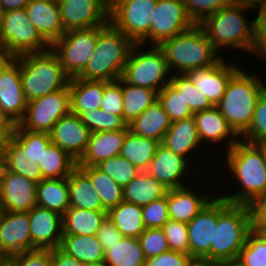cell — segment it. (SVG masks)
<instances>
[{"mask_svg": "<svg viewBox=\"0 0 266 266\" xmlns=\"http://www.w3.org/2000/svg\"><path fill=\"white\" fill-rule=\"evenodd\" d=\"M226 170L237 180L238 191L219 195L230 204L249 205L266 193V164L256 144L239 141L226 152ZM228 167V168H227Z\"/></svg>", "mask_w": 266, "mask_h": 266, "instance_id": "cell-1", "label": "cell"}, {"mask_svg": "<svg viewBox=\"0 0 266 266\" xmlns=\"http://www.w3.org/2000/svg\"><path fill=\"white\" fill-rule=\"evenodd\" d=\"M251 230L249 205L230 204L217 196V225H214V244L210 245V261L232 265Z\"/></svg>", "mask_w": 266, "mask_h": 266, "instance_id": "cell-2", "label": "cell"}, {"mask_svg": "<svg viewBox=\"0 0 266 266\" xmlns=\"http://www.w3.org/2000/svg\"><path fill=\"white\" fill-rule=\"evenodd\" d=\"M135 43L110 22L98 26V40L92 57L77 76L85 80L115 81L122 78L124 66Z\"/></svg>", "mask_w": 266, "mask_h": 266, "instance_id": "cell-3", "label": "cell"}, {"mask_svg": "<svg viewBox=\"0 0 266 266\" xmlns=\"http://www.w3.org/2000/svg\"><path fill=\"white\" fill-rule=\"evenodd\" d=\"M159 47L172 75H185L189 71L215 65L221 59L200 25L164 40Z\"/></svg>", "mask_w": 266, "mask_h": 266, "instance_id": "cell-4", "label": "cell"}, {"mask_svg": "<svg viewBox=\"0 0 266 266\" xmlns=\"http://www.w3.org/2000/svg\"><path fill=\"white\" fill-rule=\"evenodd\" d=\"M242 67L231 77L226 91L216 105L234 132L241 137L249 128L255 106L266 90L257 74L248 73Z\"/></svg>", "mask_w": 266, "mask_h": 266, "instance_id": "cell-5", "label": "cell"}, {"mask_svg": "<svg viewBox=\"0 0 266 266\" xmlns=\"http://www.w3.org/2000/svg\"><path fill=\"white\" fill-rule=\"evenodd\" d=\"M15 58L20 63L22 88L27 101L64 89L69 84L70 77L51 48Z\"/></svg>", "mask_w": 266, "mask_h": 266, "instance_id": "cell-6", "label": "cell"}, {"mask_svg": "<svg viewBox=\"0 0 266 266\" xmlns=\"http://www.w3.org/2000/svg\"><path fill=\"white\" fill-rule=\"evenodd\" d=\"M250 10L253 9L230 4L210 15L200 24L208 40L218 52L223 51L224 47L238 51L242 49L243 52L250 51L257 18L246 21L247 17L243 14L247 12L244 11Z\"/></svg>", "mask_w": 266, "mask_h": 266, "instance_id": "cell-7", "label": "cell"}, {"mask_svg": "<svg viewBox=\"0 0 266 266\" xmlns=\"http://www.w3.org/2000/svg\"><path fill=\"white\" fill-rule=\"evenodd\" d=\"M50 44L31 24L25 8L2 12L0 24V57L15 58L50 49Z\"/></svg>", "mask_w": 266, "mask_h": 266, "instance_id": "cell-8", "label": "cell"}, {"mask_svg": "<svg viewBox=\"0 0 266 266\" xmlns=\"http://www.w3.org/2000/svg\"><path fill=\"white\" fill-rule=\"evenodd\" d=\"M149 46L150 48H145L142 44L133 45L124 66L122 79L128 84L159 92L170 83L172 74L163 50L157 45Z\"/></svg>", "mask_w": 266, "mask_h": 266, "instance_id": "cell-9", "label": "cell"}, {"mask_svg": "<svg viewBox=\"0 0 266 266\" xmlns=\"http://www.w3.org/2000/svg\"><path fill=\"white\" fill-rule=\"evenodd\" d=\"M157 0H110L109 22L135 44L149 46V30Z\"/></svg>", "mask_w": 266, "mask_h": 266, "instance_id": "cell-10", "label": "cell"}, {"mask_svg": "<svg viewBox=\"0 0 266 266\" xmlns=\"http://www.w3.org/2000/svg\"><path fill=\"white\" fill-rule=\"evenodd\" d=\"M98 40V26L66 31L51 46L65 73L77 77L86 67L95 51Z\"/></svg>", "mask_w": 266, "mask_h": 266, "instance_id": "cell-11", "label": "cell"}, {"mask_svg": "<svg viewBox=\"0 0 266 266\" xmlns=\"http://www.w3.org/2000/svg\"><path fill=\"white\" fill-rule=\"evenodd\" d=\"M70 112V91L67 85L64 89L28 101L23 119L18 125L24 130L49 134L54 124Z\"/></svg>", "mask_w": 266, "mask_h": 266, "instance_id": "cell-12", "label": "cell"}, {"mask_svg": "<svg viewBox=\"0 0 266 266\" xmlns=\"http://www.w3.org/2000/svg\"><path fill=\"white\" fill-rule=\"evenodd\" d=\"M20 63L16 58L0 57V109L7 119L17 125L26 111Z\"/></svg>", "mask_w": 266, "mask_h": 266, "instance_id": "cell-13", "label": "cell"}, {"mask_svg": "<svg viewBox=\"0 0 266 266\" xmlns=\"http://www.w3.org/2000/svg\"><path fill=\"white\" fill-rule=\"evenodd\" d=\"M194 25L183 0H157L149 30V43L159 46L164 40Z\"/></svg>", "mask_w": 266, "mask_h": 266, "instance_id": "cell-14", "label": "cell"}, {"mask_svg": "<svg viewBox=\"0 0 266 266\" xmlns=\"http://www.w3.org/2000/svg\"><path fill=\"white\" fill-rule=\"evenodd\" d=\"M64 31L109 23L110 0H57Z\"/></svg>", "mask_w": 266, "mask_h": 266, "instance_id": "cell-15", "label": "cell"}, {"mask_svg": "<svg viewBox=\"0 0 266 266\" xmlns=\"http://www.w3.org/2000/svg\"><path fill=\"white\" fill-rule=\"evenodd\" d=\"M37 206V183L5 167L0 181V209L29 212Z\"/></svg>", "mask_w": 266, "mask_h": 266, "instance_id": "cell-16", "label": "cell"}, {"mask_svg": "<svg viewBox=\"0 0 266 266\" xmlns=\"http://www.w3.org/2000/svg\"><path fill=\"white\" fill-rule=\"evenodd\" d=\"M28 212H0V259L32 250Z\"/></svg>", "mask_w": 266, "mask_h": 266, "instance_id": "cell-17", "label": "cell"}, {"mask_svg": "<svg viewBox=\"0 0 266 266\" xmlns=\"http://www.w3.org/2000/svg\"><path fill=\"white\" fill-rule=\"evenodd\" d=\"M221 58L215 65L195 69L185 75L216 106L224 95L231 77L240 69Z\"/></svg>", "mask_w": 266, "mask_h": 266, "instance_id": "cell-18", "label": "cell"}, {"mask_svg": "<svg viewBox=\"0 0 266 266\" xmlns=\"http://www.w3.org/2000/svg\"><path fill=\"white\" fill-rule=\"evenodd\" d=\"M214 225H217V195L189 222V255L210 261V245L214 244Z\"/></svg>", "mask_w": 266, "mask_h": 266, "instance_id": "cell-19", "label": "cell"}, {"mask_svg": "<svg viewBox=\"0 0 266 266\" xmlns=\"http://www.w3.org/2000/svg\"><path fill=\"white\" fill-rule=\"evenodd\" d=\"M49 135L53 144L78 161L87 148L91 131L81 121L79 115L70 112L54 124Z\"/></svg>", "mask_w": 266, "mask_h": 266, "instance_id": "cell-20", "label": "cell"}, {"mask_svg": "<svg viewBox=\"0 0 266 266\" xmlns=\"http://www.w3.org/2000/svg\"><path fill=\"white\" fill-rule=\"evenodd\" d=\"M32 250L59 248L62 241V215L39 206L28 212Z\"/></svg>", "mask_w": 266, "mask_h": 266, "instance_id": "cell-21", "label": "cell"}, {"mask_svg": "<svg viewBox=\"0 0 266 266\" xmlns=\"http://www.w3.org/2000/svg\"><path fill=\"white\" fill-rule=\"evenodd\" d=\"M188 165H190L188 159L160 143L145 172L171 190L188 185L183 183L184 178H182L187 176L186 171L190 168Z\"/></svg>", "mask_w": 266, "mask_h": 266, "instance_id": "cell-22", "label": "cell"}, {"mask_svg": "<svg viewBox=\"0 0 266 266\" xmlns=\"http://www.w3.org/2000/svg\"><path fill=\"white\" fill-rule=\"evenodd\" d=\"M25 11L31 24L50 45L65 33L57 0H30Z\"/></svg>", "mask_w": 266, "mask_h": 266, "instance_id": "cell-23", "label": "cell"}, {"mask_svg": "<svg viewBox=\"0 0 266 266\" xmlns=\"http://www.w3.org/2000/svg\"><path fill=\"white\" fill-rule=\"evenodd\" d=\"M128 130L91 133L87 148L77 166H96L111 157L118 156Z\"/></svg>", "mask_w": 266, "mask_h": 266, "instance_id": "cell-24", "label": "cell"}, {"mask_svg": "<svg viewBox=\"0 0 266 266\" xmlns=\"http://www.w3.org/2000/svg\"><path fill=\"white\" fill-rule=\"evenodd\" d=\"M193 117L196 122L201 145L207 141H210V145V143H218V141L219 143L220 141L223 143L224 140H227L228 151L239 141L238 139L240 137L230 127L227 120L223 117L216 106L207 110L195 112Z\"/></svg>", "mask_w": 266, "mask_h": 266, "instance_id": "cell-25", "label": "cell"}, {"mask_svg": "<svg viewBox=\"0 0 266 266\" xmlns=\"http://www.w3.org/2000/svg\"><path fill=\"white\" fill-rule=\"evenodd\" d=\"M195 191V192H194ZM197 194L192 186L171 189L167 193V203L170 219L189 223L212 199L210 195Z\"/></svg>", "mask_w": 266, "mask_h": 266, "instance_id": "cell-26", "label": "cell"}, {"mask_svg": "<svg viewBox=\"0 0 266 266\" xmlns=\"http://www.w3.org/2000/svg\"><path fill=\"white\" fill-rule=\"evenodd\" d=\"M71 112L80 115L87 110L100 109L105 81L85 80L78 77L69 80Z\"/></svg>", "mask_w": 266, "mask_h": 266, "instance_id": "cell-27", "label": "cell"}, {"mask_svg": "<svg viewBox=\"0 0 266 266\" xmlns=\"http://www.w3.org/2000/svg\"><path fill=\"white\" fill-rule=\"evenodd\" d=\"M162 144L174 153L191 160L187 155H192L193 150L195 152V149L201 147L194 117L172 122Z\"/></svg>", "mask_w": 266, "mask_h": 266, "instance_id": "cell-28", "label": "cell"}, {"mask_svg": "<svg viewBox=\"0 0 266 266\" xmlns=\"http://www.w3.org/2000/svg\"><path fill=\"white\" fill-rule=\"evenodd\" d=\"M171 123L169 116L157 100L129 123L128 129L133 134L151 138L162 143Z\"/></svg>", "mask_w": 266, "mask_h": 266, "instance_id": "cell-29", "label": "cell"}, {"mask_svg": "<svg viewBox=\"0 0 266 266\" xmlns=\"http://www.w3.org/2000/svg\"><path fill=\"white\" fill-rule=\"evenodd\" d=\"M70 207L107 211L90 178L76 167L67 177Z\"/></svg>", "mask_w": 266, "mask_h": 266, "instance_id": "cell-30", "label": "cell"}, {"mask_svg": "<svg viewBox=\"0 0 266 266\" xmlns=\"http://www.w3.org/2000/svg\"><path fill=\"white\" fill-rule=\"evenodd\" d=\"M168 191L155 177L143 171L123 188V201L142 207L165 197Z\"/></svg>", "mask_w": 266, "mask_h": 266, "instance_id": "cell-31", "label": "cell"}, {"mask_svg": "<svg viewBox=\"0 0 266 266\" xmlns=\"http://www.w3.org/2000/svg\"><path fill=\"white\" fill-rule=\"evenodd\" d=\"M107 211L69 207L62 215V235H97Z\"/></svg>", "mask_w": 266, "mask_h": 266, "instance_id": "cell-32", "label": "cell"}, {"mask_svg": "<svg viewBox=\"0 0 266 266\" xmlns=\"http://www.w3.org/2000/svg\"><path fill=\"white\" fill-rule=\"evenodd\" d=\"M59 248L83 264L104 261V251L97 235H62Z\"/></svg>", "mask_w": 266, "mask_h": 266, "instance_id": "cell-33", "label": "cell"}, {"mask_svg": "<svg viewBox=\"0 0 266 266\" xmlns=\"http://www.w3.org/2000/svg\"><path fill=\"white\" fill-rule=\"evenodd\" d=\"M37 206L63 215L70 207L67 178L42 179L37 183Z\"/></svg>", "mask_w": 266, "mask_h": 266, "instance_id": "cell-34", "label": "cell"}, {"mask_svg": "<svg viewBox=\"0 0 266 266\" xmlns=\"http://www.w3.org/2000/svg\"><path fill=\"white\" fill-rule=\"evenodd\" d=\"M159 144L157 140L133 134L128 129L119 155L143 172L148 168Z\"/></svg>", "mask_w": 266, "mask_h": 266, "instance_id": "cell-35", "label": "cell"}, {"mask_svg": "<svg viewBox=\"0 0 266 266\" xmlns=\"http://www.w3.org/2000/svg\"><path fill=\"white\" fill-rule=\"evenodd\" d=\"M107 217L114 223L124 237L138 238L146 229L142 207L126 201L107 211Z\"/></svg>", "mask_w": 266, "mask_h": 266, "instance_id": "cell-36", "label": "cell"}, {"mask_svg": "<svg viewBox=\"0 0 266 266\" xmlns=\"http://www.w3.org/2000/svg\"><path fill=\"white\" fill-rule=\"evenodd\" d=\"M4 167L14 173L39 183L42 180V172L38 163L32 161L24 154L23 148L8 136L3 142Z\"/></svg>", "mask_w": 266, "mask_h": 266, "instance_id": "cell-37", "label": "cell"}, {"mask_svg": "<svg viewBox=\"0 0 266 266\" xmlns=\"http://www.w3.org/2000/svg\"><path fill=\"white\" fill-rule=\"evenodd\" d=\"M38 165L42 172V179H61L71 174L77 167V161L62 148L51 143L43 152Z\"/></svg>", "mask_w": 266, "mask_h": 266, "instance_id": "cell-38", "label": "cell"}, {"mask_svg": "<svg viewBox=\"0 0 266 266\" xmlns=\"http://www.w3.org/2000/svg\"><path fill=\"white\" fill-rule=\"evenodd\" d=\"M123 118L127 124L135 120L144 110L158 100V92L126 83L122 79Z\"/></svg>", "mask_w": 266, "mask_h": 266, "instance_id": "cell-39", "label": "cell"}, {"mask_svg": "<svg viewBox=\"0 0 266 266\" xmlns=\"http://www.w3.org/2000/svg\"><path fill=\"white\" fill-rule=\"evenodd\" d=\"M108 266H145L146 258L138 238L123 237L104 253Z\"/></svg>", "mask_w": 266, "mask_h": 266, "instance_id": "cell-40", "label": "cell"}, {"mask_svg": "<svg viewBox=\"0 0 266 266\" xmlns=\"http://www.w3.org/2000/svg\"><path fill=\"white\" fill-rule=\"evenodd\" d=\"M91 180L98 192L103 207L108 211L123 201V188L116 183L108 174L96 166H77Z\"/></svg>", "mask_w": 266, "mask_h": 266, "instance_id": "cell-41", "label": "cell"}, {"mask_svg": "<svg viewBox=\"0 0 266 266\" xmlns=\"http://www.w3.org/2000/svg\"><path fill=\"white\" fill-rule=\"evenodd\" d=\"M10 136L23 148L33 164L41 162L43 152L52 143L48 133L24 130L18 124L14 125Z\"/></svg>", "mask_w": 266, "mask_h": 266, "instance_id": "cell-42", "label": "cell"}, {"mask_svg": "<svg viewBox=\"0 0 266 266\" xmlns=\"http://www.w3.org/2000/svg\"><path fill=\"white\" fill-rule=\"evenodd\" d=\"M233 266H266V236L251 230Z\"/></svg>", "mask_w": 266, "mask_h": 266, "instance_id": "cell-43", "label": "cell"}, {"mask_svg": "<svg viewBox=\"0 0 266 266\" xmlns=\"http://www.w3.org/2000/svg\"><path fill=\"white\" fill-rule=\"evenodd\" d=\"M158 101L167 113L171 122L190 118L194 115L180 93L171 83L158 92Z\"/></svg>", "mask_w": 266, "mask_h": 266, "instance_id": "cell-44", "label": "cell"}, {"mask_svg": "<svg viewBox=\"0 0 266 266\" xmlns=\"http://www.w3.org/2000/svg\"><path fill=\"white\" fill-rule=\"evenodd\" d=\"M91 133L114 130H128L123 115H114L102 109L87 110L79 115Z\"/></svg>", "mask_w": 266, "mask_h": 266, "instance_id": "cell-45", "label": "cell"}, {"mask_svg": "<svg viewBox=\"0 0 266 266\" xmlns=\"http://www.w3.org/2000/svg\"><path fill=\"white\" fill-rule=\"evenodd\" d=\"M170 83L182 93L183 99L193 113L213 107L207 97L198 90L186 75H172Z\"/></svg>", "mask_w": 266, "mask_h": 266, "instance_id": "cell-46", "label": "cell"}, {"mask_svg": "<svg viewBox=\"0 0 266 266\" xmlns=\"http://www.w3.org/2000/svg\"><path fill=\"white\" fill-rule=\"evenodd\" d=\"M96 167L108 174L122 188L140 173L129 160L120 155L104 160Z\"/></svg>", "mask_w": 266, "mask_h": 266, "instance_id": "cell-47", "label": "cell"}, {"mask_svg": "<svg viewBox=\"0 0 266 266\" xmlns=\"http://www.w3.org/2000/svg\"><path fill=\"white\" fill-rule=\"evenodd\" d=\"M241 138L252 144L266 141V90L259 97L250 126Z\"/></svg>", "mask_w": 266, "mask_h": 266, "instance_id": "cell-48", "label": "cell"}, {"mask_svg": "<svg viewBox=\"0 0 266 266\" xmlns=\"http://www.w3.org/2000/svg\"><path fill=\"white\" fill-rule=\"evenodd\" d=\"M187 14L195 25L230 5V0H183Z\"/></svg>", "mask_w": 266, "mask_h": 266, "instance_id": "cell-49", "label": "cell"}, {"mask_svg": "<svg viewBox=\"0 0 266 266\" xmlns=\"http://www.w3.org/2000/svg\"><path fill=\"white\" fill-rule=\"evenodd\" d=\"M171 251L189 255L187 223L169 219L161 228Z\"/></svg>", "mask_w": 266, "mask_h": 266, "instance_id": "cell-50", "label": "cell"}, {"mask_svg": "<svg viewBox=\"0 0 266 266\" xmlns=\"http://www.w3.org/2000/svg\"><path fill=\"white\" fill-rule=\"evenodd\" d=\"M138 240L146 259L170 250L161 228H146L138 237Z\"/></svg>", "mask_w": 266, "mask_h": 266, "instance_id": "cell-51", "label": "cell"}, {"mask_svg": "<svg viewBox=\"0 0 266 266\" xmlns=\"http://www.w3.org/2000/svg\"><path fill=\"white\" fill-rule=\"evenodd\" d=\"M142 217L146 228H162L170 219L167 195L142 206Z\"/></svg>", "mask_w": 266, "mask_h": 266, "instance_id": "cell-52", "label": "cell"}, {"mask_svg": "<svg viewBox=\"0 0 266 266\" xmlns=\"http://www.w3.org/2000/svg\"><path fill=\"white\" fill-rule=\"evenodd\" d=\"M100 109L114 115H123L122 78L106 82Z\"/></svg>", "mask_w": 266, "mask_h": 266, "instance_id": "cell-53", "label": "cell"}, {"mask_svg": "<svg viewBox=\"0 0 266 266\" xmlns=\"http://www.w3.org/2000/svg\"><path fill=\"white\" fill-rule=\"evenodd\" d=\"M12 266H52V250L34 249L6 259Z\"/></svg>", "mask_w": 266, "mask_h": 266, "instance_id": "cell-54", "label": "cell"}, {"mask_svg": "<svg viewBox=\"0 0 266 266\" xmlns=\"http://www.w3.org/2000/svg\"><path fill=\"white\" fill-rule=\"evenodd\" d=\"M191 258L188 254L168 250L155 257L147 258L145 266H186Z\"/></svg>", "mask_w": 266, "mask_h": 266, "instance_id": "cell-55", "label": "cell"}, {"mask_svg": "<svg viewBox=\"0 0 266 266\" xmlns=\"http://www.w3.org/2000/svg\"><path fill=\"white\" fill-rule=\"evenodd\" d=\"M124 236L122 233L116 228L114 223L106 217V219L102 222L98 232L97 238L103 248L104 253L110 249V246L118 243Z\"/></svg>", "mask_w": 266, "mask_h": 266, "instance_id": "cell-56", "label": "cell"}, {"mask_svg": "<svg viewBox=\"0 0 266 266\" xmlns=\"http://www.w3.org/2000/svg\"><path fill=\"white\" fill-rule=\"evenodd\" d=\"M252 229L263 233L266 230V193L249 204Z\"/></svg>", "mask_w": 266, "mask_h": 266, "instance_id": "cell-57", "label": "cell"}, {"mask_svg": "<svg viewBox=\"0 0 266 266\" xmlns=\"http://www.w3.org/2000/svg\"><path fill=\"white\" fill-rule=\"evenodd\" d=\"M248 53L261 56L266 61V27L263 26L257 19L254 26L253 43Z\"/></svg>", "mask_w": 266, "mask_h": 266, "instance_id": "cell-58", "label": "cell"}, {"mask_svg": "<svg viewBox=\"0 0 266 266\" xmlns=\"http://www.w3.org/2000/svg\"><path fill=\"white\" fill-rule=\"evenodd\" d=\"M75 257L67 255L60 248L52 249V266H84Z\"/></svg>", "mask_w": 266, "mask_h": 266, "instance_id": "cell-59", "label": "cell"}, {"mask_svg": "<svg viewBox=\"0 0 266 266\" xmlns=\"http://www.w3.org/2000/svg\"><path fill=\"white\" fill-rule=\"evenodd\" d=\"M30 0H0V8L2 12L16 9H23Z\"/></svg>", "mask_w": 266, "mask_h": 266, "instance_id": "cell-60", "label": "cell"}, {"mask_svg": "<svg viewBox=\"0 0 266 266\" xmlns=\"http://www.w3.org/2000/svg\"><path fill=\"white\" fill-rule=\"evenodd\" d=\"M14 125L7 119L0 109V136L4 139L11 135Z\"/></svg>", "mask_w": 266, "mask_h": 266, "instance_id": "cell-61", "label": "cell"}, {"mask_svg": "<svg viewBox=\"0 0 266 266\" xmlns=\"http://www.w3.org/2000/svg\"><path fill=\"white\" fill-rule=\"evenodd\" d=\"M266 2V0H230L231 5H238L248 7L254 10L260 9V7Z\"/></svg>", "mask_w": 266, "mask_h": 266, "instance_id": "cell-62", "label": "cell"}, {"mask_svg": "<svg viewBox=\"0 0 266 266\" xmlns=\"http://www.w3.org/2000/svg\"><path fill=\"white\" fill-rule=\"evenodd\" d=\"M186 266H218V264L206 258H191Z\"/></svg>", "mask_w": 266, "mask_h": 266, "instance_id": "cell-63", "label": "cell"}, {"mask_svg": "<svg viewBox=\"0 0 266 266\" xmlns=\"http://www.w3.org/2000/svg\"><path fill=\"white\" fill-rule=\"evenodd\" d=\"M257 20L266 27V2L260 7L259 12H257Z\"/></svg>", "mask_w": 266, "mask_h": 266, "instance_id": "cell-64", "label": "cell"}, {"mask_svg": "<svg viewBox=\"0 0 266 266\" xmlns=\"http://www.w3.org/2000/svg\"><path fill=\"white\" fill-rule=\"evenodd\" d=\"M256 145L260 148L266 164V141L259 142Z\"/></svg>", "mask_w": 266, "mask_h": 266, "instance_id": "cell-65", "label": "cell"}, {"mask_svg": "<svg viewBox=\"0 0 266 266\" xmlns=\"http://www.w3.org/2000/svg\"><path fill=\"white\" fill-rule=\"evenodd\" d=\"M84 266H108V265L105 263V261H99L90 264H85Z\"/></svg>", "mask_w": 266, "mask_h": 266, "instance_id": "cell-66", "label": "cell"}, {"mask_svg": "<svg viewBox=\"0 0 266 266\" xmlns=\"http://www.w3.org/2000/svg\"><path fill=\"white\" fill-rule=\"evenodd\" d=\"M3 142H4V138L2 136H0V158H3Z\"/></svg>", "mask_w": 266, "mask_h": 266, "instance_id": "cell-67", "label": "cell"}, {"mask_svg": "<svg viewBox=\"0 0 266 266\" xmlns=\"http://www.w3.org/2000/svg\"><path fill=\"white\" fill-rule=\"evenodd\" d=\"M3 169H4V158H0V181H1Z\"/></svg>", "mask_w": 266, "mask_h": 266, "instance_id": "cell-68", "label": "cell"}, {"mask_svg": "<svg viewBox=\"0 0 266 266\" xmlns=\"http://www.w3.org/2000/svg\"><path fill=\"white\" fill-rule=\"evenodd\" d=\"M0 266H12L6 259H0Z\"/></svg>", "mask_w": 266, "mask_h": 266, "instance_id": "cell-69", "label": "cell"}, {"mask_svg": "<svg viewBox=\"0 0 266 266\" xmlns=\"http://www.w3.org/2000/svg\"><path fill=\"white\" fill-rule=\"evenodd\" d=\"M1 19H2V11H1V8H0V24H1Z\"/></svg>", "mask_w": 266, "mask_h": 266, "instance_id": "cell-70", "label": "cell"}]
</instances>
